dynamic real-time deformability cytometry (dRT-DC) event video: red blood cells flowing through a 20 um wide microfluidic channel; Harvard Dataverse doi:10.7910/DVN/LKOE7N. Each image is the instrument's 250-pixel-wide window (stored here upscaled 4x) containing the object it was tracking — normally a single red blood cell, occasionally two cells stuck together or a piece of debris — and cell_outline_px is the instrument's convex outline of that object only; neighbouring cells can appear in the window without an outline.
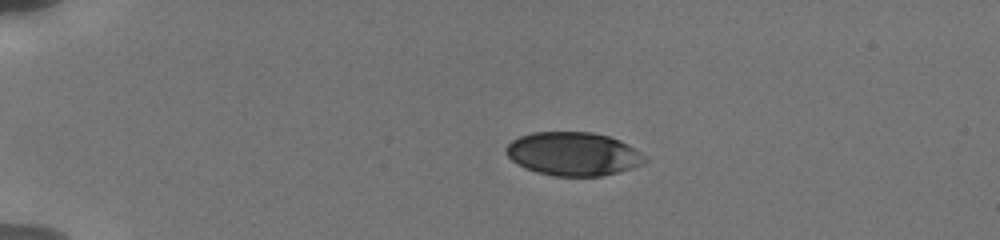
{"species": "human", "species_latin": "Homo sapiens", "temperature_condition": "cold", "stored_images_in_passage": 8, "camera_frame_rate_fps": 3000, "um_per_image_px": 0.085, "donor": {"sex": "male"}, "frame": {"image": 1, "passage_image": 1, "time_ms": 0.0, "image_size_px": [1000, 240], "cell_outline_px": [[648, 160], [644, 164], [632, 168], [600, 176], [552, 176], [536, 172], [524, 168], [516, 164], [504, 152], [504, 148], [512, 140], [520, 136], [532, 132], [592, 132], [608, 136], [620, 140], [628, 144], [640, 152]], "centroid_in_image_um": [48.7, 13.08], "position_along_channel_um": 36.3, "area_um2": 35.37}}
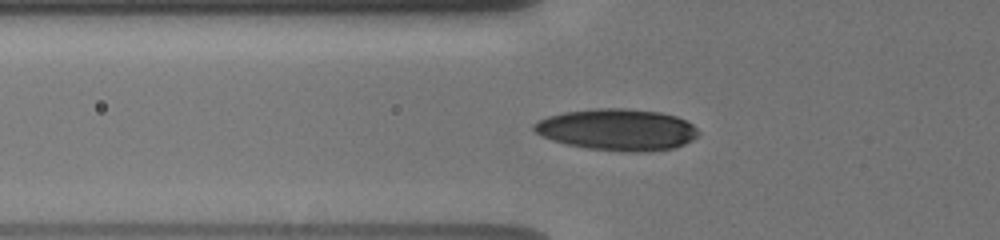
{"frame": {"image": 2, "passage_image": 7, "time_ms": 2.667, "image_size_px": [1000, 240], "cell_outline_px": [[700, 132], [692, 140], [676, 148], [648, 152], [620, 152], [588, 148], [568, 144], [552, 140], [536, 132], [532, 128], [532, 124], [548, 116], [564, 112], [596, 108], [628, 108], [660, 112], [676, 116], [692, 124]], "centroid_in_image_um": [52.49, 11.02], "position_along_channel_um": 73.3, "area_um2": 39.94}}